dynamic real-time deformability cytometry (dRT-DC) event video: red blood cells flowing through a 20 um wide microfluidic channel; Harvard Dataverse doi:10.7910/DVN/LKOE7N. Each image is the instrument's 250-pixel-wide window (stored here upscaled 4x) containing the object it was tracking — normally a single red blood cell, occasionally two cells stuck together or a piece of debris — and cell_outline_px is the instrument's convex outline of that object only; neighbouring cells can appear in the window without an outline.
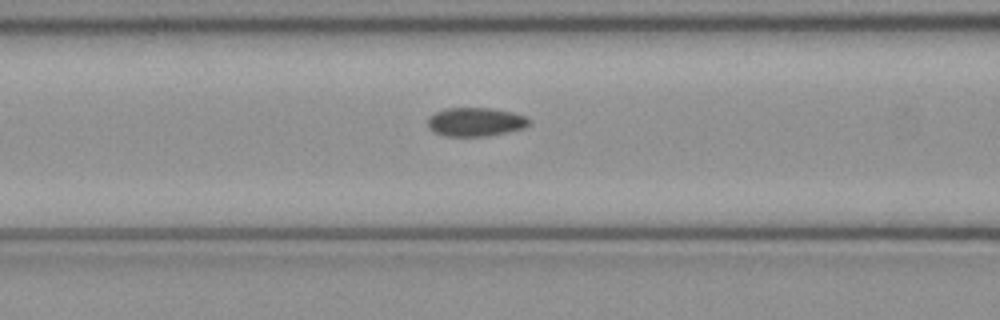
{"species": "common noctule bat (a hibernating species)", "species_latin": "Nyctalus noctula", "temperature_condition": "cold", "stored_images_in_passage": 51, "camera_frame_rate_fps": 3000, "um_per_image_px": 0.085, "animal": {"sex": "female", "body_mass_g": 21.9}, "frame": {"image": 1, "passage_image": 21, "time_ms": 6.667, "image_size_px": [1000, 320], "cell_outline_px": [[532, 120], [524, 128], [508, 132], [488, 136], [444, 136], [432, 132], [428, 128], [428, 116], [444, 108], [492, 108], [512, 112], [528, 116]], "centroid_in_image_um": [40.42, 10.36], "position_along_channel_um": 126.2, "area_um2": 17.28}}
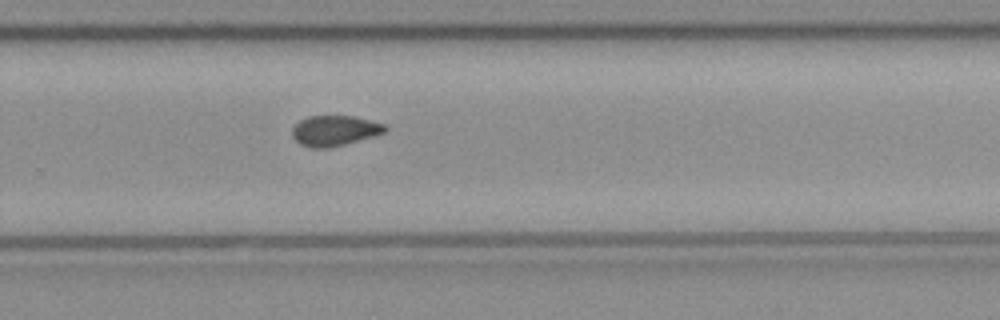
{"frame": {"image": 2, "passage_image": 34, "time_ms": 11.0, "image_size_px": [1000, 320], "cell_outline_px": [[388, 128], [384, 132], [376, 136], [328, 148], [312, 148], [300, 144], [292, 136], [292, 128], [300, 120], [308, 116], [352, 116], [384, 124]], "centroid_in_image_um": [28.43, 11.11], "position_along_channel_um": 301.4, "area_um2": 16.36}}
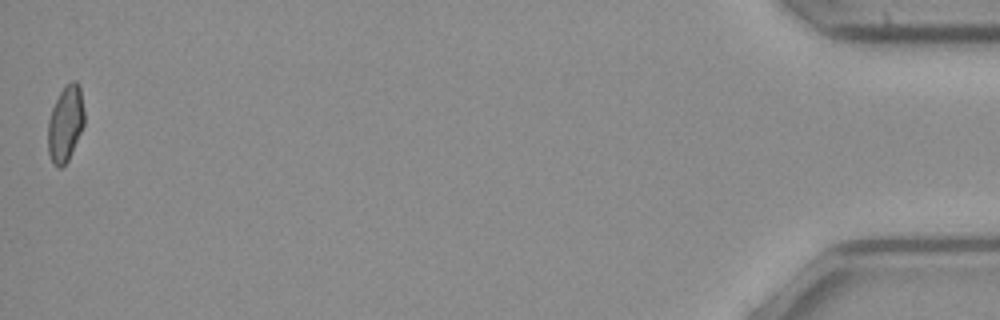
{"frame": {"image": 3, "passage_image": 51, "time_ms": 16.667, "image_size_px": [1000, 320], "cell_outline_px": [[84, 124], [72, 152], [68, 160], [60, 168], [56, 168], [52, 164], [48, 152], [48, 120], [52, 108], [64, 84], [72, 80], [76, 80], [80, 84], [84, 112]], "centroid_in_image_um": [5.56, 10.49], "position_along_channel_um": 429.6, "area_um2": 16.3}, "authors_computed_cell_mechanics": {"area_um2": 16.8776, "velocity_mm_per_s": 4.0402, "shape_relaxation_time_tau1_ms": null, "shape_relaxation_time_tau2_ms": 3.7202, "deformation_change_tau1": null, "deformation_change_tau2": 0.0506}}